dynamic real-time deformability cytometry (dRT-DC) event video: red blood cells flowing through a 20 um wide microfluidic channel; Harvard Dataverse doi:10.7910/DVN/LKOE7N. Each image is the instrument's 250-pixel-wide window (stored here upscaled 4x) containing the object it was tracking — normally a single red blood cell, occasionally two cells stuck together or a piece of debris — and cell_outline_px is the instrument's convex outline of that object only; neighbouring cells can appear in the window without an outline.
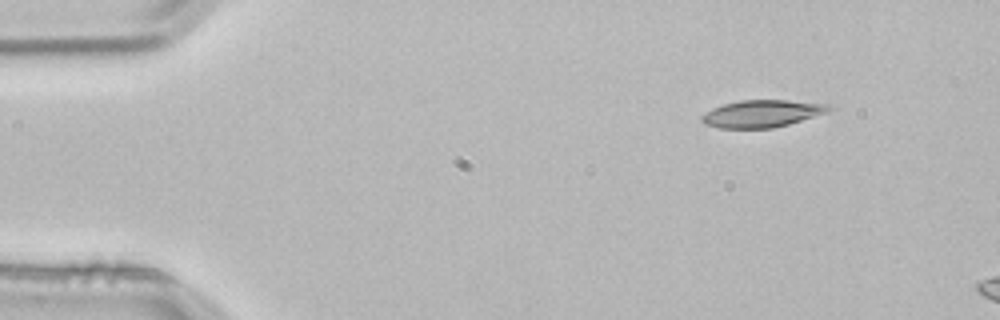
{"species": "common noctule bat (a hibernating species)", "species_latin": "Nyctalus noctula", "temperature_condition": "room temperature", "stored_images_in_passage": 5, "segment_of_instrument_passage": [2, 2], "camera_frame_rate_fps": 3000, "um_per_image_px": 0.085, "animal": {"sex": "male", "body_mass_g": 21.5, "forearm_length_mm": 52.0}, "frame": {"image": 1, "passage_image": 5, "time_ms": 1.333, "image_size_px": [1000, 320], "cell_outline_px": [[836, 108], [828, 112], [788, 124], [772, 128], [720, 128], [704, 124], [700, 120], [700, 116], [712, 108], [724, 104], [740, 100], [788, 100], [828, 104]], "centroid_in_image_um": [64.77, 9.65], "position_along_channel_um": 20.2, "area_um2": 20.23}}